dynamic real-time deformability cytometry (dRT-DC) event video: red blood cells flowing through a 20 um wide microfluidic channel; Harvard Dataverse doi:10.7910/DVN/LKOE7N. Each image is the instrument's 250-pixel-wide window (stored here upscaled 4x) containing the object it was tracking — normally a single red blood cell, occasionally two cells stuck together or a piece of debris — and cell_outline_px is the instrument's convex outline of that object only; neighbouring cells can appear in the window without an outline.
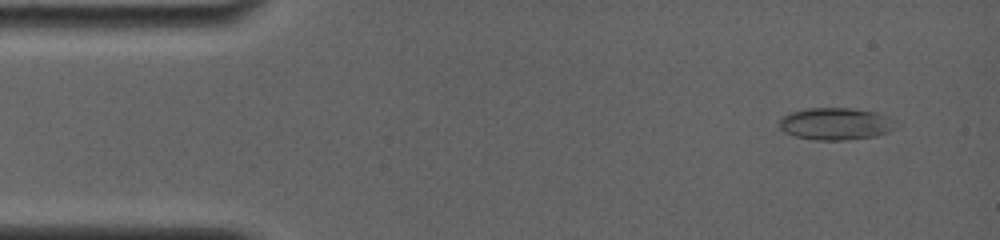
{"species": "common noctule bat (a hibernating species)", "species_latin": "Nyctalus noctula", "temperature_condition": "room temperature", "stored_images_in_passage": 7, "camera_frame_rate_fps": 4000, "um_per_image_px": 0.085, "animal": {"sex": "female", "body_mass_g": 19.0, "forearm_length_mm": 56.7}, "frame": {"image": 1, "passage_image": 2, "time_ms": 0.75, "image_size_px": [1000, 240], "cell_outline_px": [[904, 124], [900, 128], [876, 136], [844, 140], [816, 140], [796, 136], [784, 132], [780, 128], [780, 120], [784, 116], [792, 112], [812, 108], [848, 108], [876, 112], [900, 120]], "centroid_in_image_um": [71.2, 10.53], "position_along_channel_um": 13.8, "area_um2": 22.2}}
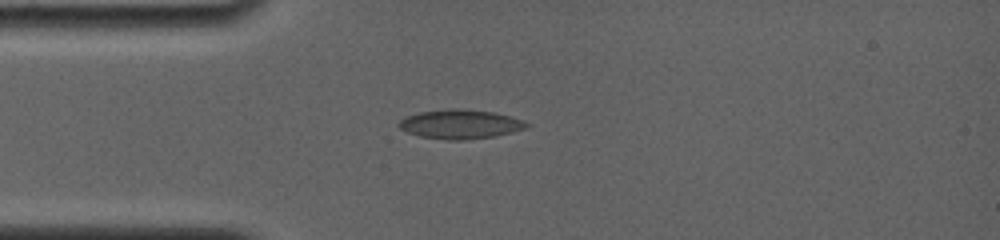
{"frame": {"image": 2, "passage_image": 5, "time_ms": 3.75, "image_size_px": [1000, 240], "cell_outline_px": [[532, 124], [528, 128], [512, 132], [492, 136], [460, 140], [448, 140], [420, 136], [408, 132], [400, 128], [396, 124], [400, 120], [408, 116], [420, 112], [492, 112], [524, 120]], "centroid_in_image_um": [39.17, 10.61], "position_along_channel_um": 45.8, "area_um2": 20.4}}
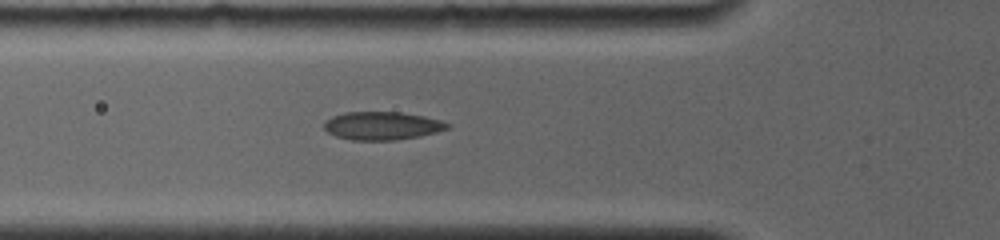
{"frame": {"image": 3, "passage_image": 7, "time_ms": 5.25, "image_size_px": [1000, 240], "cell_outline_px": [[452, 124], [448, 128], [436, 132], [420, 136], [392, 140], [352, 140], [336, 136], [328, 132], [324, 128], [324, 124], [332, 116], [344, 112], [400, 112], [424, 116], [440, 120]], "centroid_in_image_um": [32.49, 10.68], "position_along_channel_um": 93.3, "area_um2": 20.11}}